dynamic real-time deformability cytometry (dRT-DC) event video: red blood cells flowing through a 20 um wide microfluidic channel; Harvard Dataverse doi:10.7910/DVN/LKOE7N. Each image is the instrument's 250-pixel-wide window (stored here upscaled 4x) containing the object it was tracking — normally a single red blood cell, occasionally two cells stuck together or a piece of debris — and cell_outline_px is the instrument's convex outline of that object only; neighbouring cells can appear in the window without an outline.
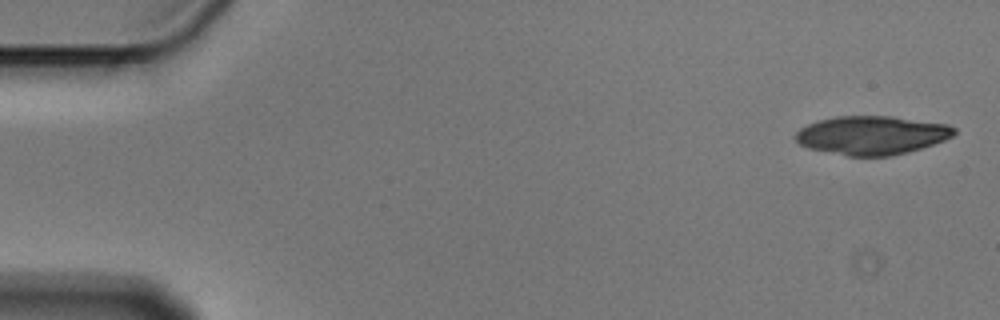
{"species": "Egyptian fruit bat (a non-hibernating species)", "species_latin": "Rousettus aegyptiacus", "temperature_condition": "cold", "stored_images_in_passage": 3, "camera_frame_rate_fps": 3000, "um_per_image_px": 0.085, "animal": {"sex": "male"}, "frame": {"image": 1, "passage_image": 1, "time_ms": 0.0, "image_size_px": [1000, 320], "cell_outline_px": [[956, 132], [952, 136], [944, 140], [908, 152], [892, 156], [848, 156], [808, 148], [800, 144], [792, 136], [800, 128], [808, 124], [820, 120], [836, 116], [892, 116], [948, 124], [956, 128]], "centroid_in_image_um": [74.09, 11.49], "position_along_channel_um": 10.9, "area_um2": 35.78}}